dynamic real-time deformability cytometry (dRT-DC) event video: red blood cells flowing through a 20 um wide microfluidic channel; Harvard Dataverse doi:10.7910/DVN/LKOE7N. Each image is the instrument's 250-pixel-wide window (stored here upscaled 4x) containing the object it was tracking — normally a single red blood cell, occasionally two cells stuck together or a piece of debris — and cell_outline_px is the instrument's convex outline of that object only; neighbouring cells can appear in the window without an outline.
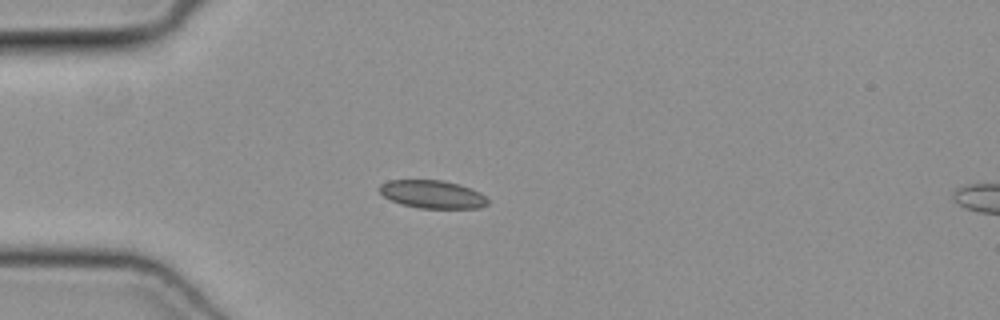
{"species": "common noctule bat (a hibernating species)", "species_latin": "Nyctalus noctula", "temperature_condition": "cold", "stored_images_in_passage": 37, "camera_frame_rate_fps": 3000, "um_per_image_px": 0.085, "animal": {"sex": "female", "body_mass_g": 19.3, "forearm_length_mm": 54.1}, "frame": {"image": 1, "passage_image": 1, "time_ms": 0.0, "image_size_px": [1000, 320], "cell_outline_px": [[488, 204], [480, 208], [420, 208], [400, 204], [384, 196], [380, 192], [380, 184], [388, 180], [444, 180], [460, 184], [480, 192], [488, 200]], "centroid_in_image_um": [36.77, 16.51], "position_along_channel_um": 48.2, "area_um2": 17.69}}
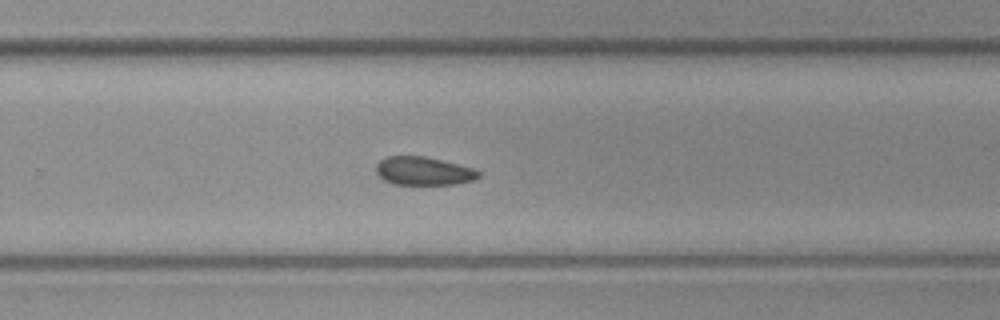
{"frame": {"image": 2, "passage_image": 20, "time_ms": 6.333, "image_size_px": [1000, 320], "cell_outline_px": [[480, 176], [472, 180], [456, 184], [392, 184], [384, 180], [376, 172], [376, 164], [380, 160], [388, 156], [424, 156], [472, 168], [480, 172]], "centroid_in_image_um": [35.96, 14.54], "position_along_channel_um": 293.8, "area_um2": 16.7}}
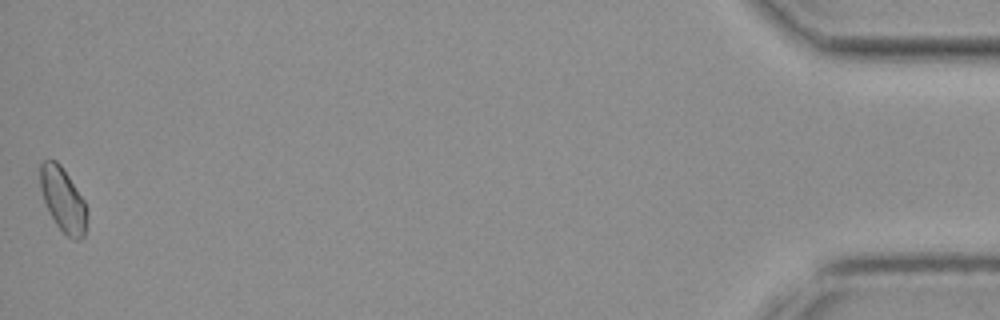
{"frame": {"image": 3, "passage_image": 37, "time_ms": 12.0, "image_size_px": [1000, 320], "cell_outline_px": [[88, 212], [84, 236], [80, 240], [72, 240], [56, 224], [48, 212], [40, 188], [40, 164], [44, 160], [56, 160], [60, 164], [84, 200], [88, 208]], "centroid_in_image_um": [5.36, 16.99], "position_along_channel_um": 429.8, "area_um2": 17.51}}